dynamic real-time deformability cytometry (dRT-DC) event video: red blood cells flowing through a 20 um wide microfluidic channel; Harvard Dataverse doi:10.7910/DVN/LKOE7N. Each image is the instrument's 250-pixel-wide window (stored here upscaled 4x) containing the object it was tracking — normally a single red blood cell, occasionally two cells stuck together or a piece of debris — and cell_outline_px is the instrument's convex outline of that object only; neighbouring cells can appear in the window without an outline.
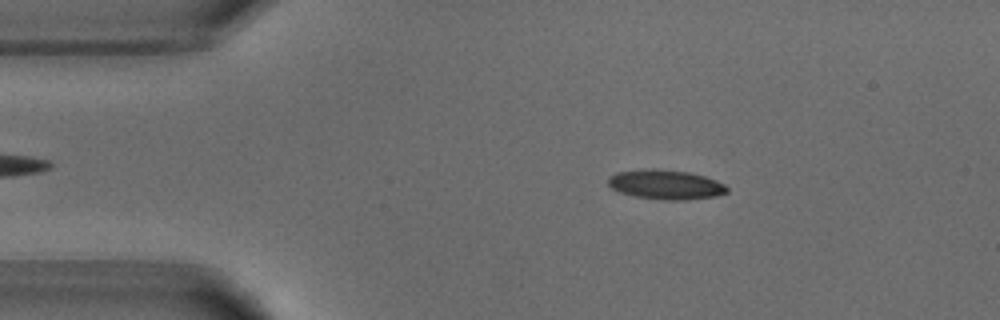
{"species": "common noctule bat (a hibernating species)", "species_latin": "Nyctalus noctula", "temperature_condition": "warm", "stored_images_in_passage": 51, "camera_frame_rate_fps": 3000, "um_per_image_px": 0.085, "animal": {"sex": "male", "body_mass_g": 18.8}, "frame": {"image": 1, "passage_image": 8, "time_ms": 2.333, "image_size_px": [1000, 320], "cell_outline_px": [[728, 192], [716, 196], [684, 200], [664, 200], [636, 196], [620, 192], [612, 188], [608, 184], [608, 176], [616, 172], [648, 168], [656, 168], [688, 172], [704, 176], [716, 180], [724, 184], [728, 188]], "centroid_in_image_um": [56.58, 15.68], "position_along_channel_um": 28.4, "area_um2": 20.52}}
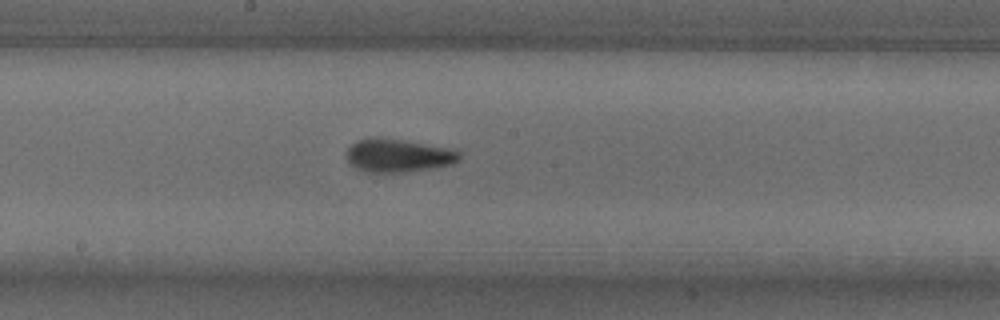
{"frame": {"image": 2, "passage_image": 26, "time_ms": 8.333, "image_size_px": [1000, 320], "cell_outline_px": [[460, 160], [452, 164], [436, 168], [404, 172], [368, 172], [356, 168], [348, 160], [348, 148], [356, 140], [372, 136], [376, 136], [404, 140], [452, 148], [460, 152]], "centroid_in_image_um": [33.88, 13.2], "position_along_channel_um": 214.3, "area_um2": 22.08}}
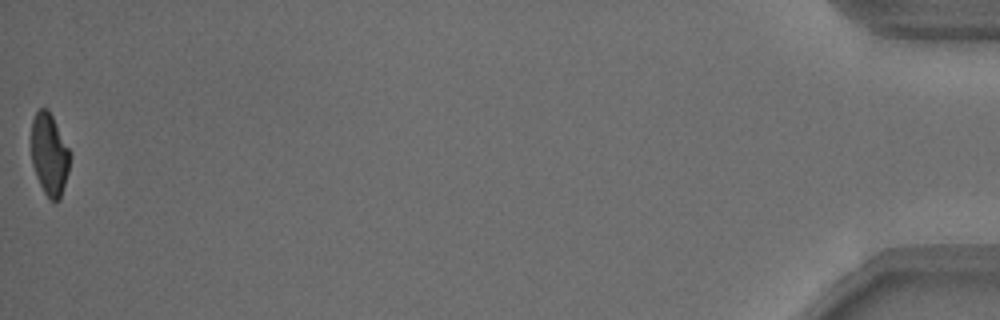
{"frame": {"image": 3, "passage_image": 51, "time_ms": 16.667, "image_size_px": [1000, 320], "cell_outline_px": [[72, 156], [68, 172], [60, 200], [56, 204], [52, 204], [44, 192], [36, 176], [32, 164], [32, 120], [36, 112], [40, 108], [48, 108]], "centroid_in_image_um": [4.21, 13.19], "position_along_channel_um": 431.0, "area_um2": 18.55}, "authors_computed_cell_mechanics": {"area_um2": 20.519, "velocity_mm_per_s": 3.8481, "shape_relaxation_time_tau1_ms": 4.201, "shape_relaxation_time_tau2_ms": 2.248, "deformation_change_tau1": 0.1816, "deformation_change_tau2": 0.1026}}